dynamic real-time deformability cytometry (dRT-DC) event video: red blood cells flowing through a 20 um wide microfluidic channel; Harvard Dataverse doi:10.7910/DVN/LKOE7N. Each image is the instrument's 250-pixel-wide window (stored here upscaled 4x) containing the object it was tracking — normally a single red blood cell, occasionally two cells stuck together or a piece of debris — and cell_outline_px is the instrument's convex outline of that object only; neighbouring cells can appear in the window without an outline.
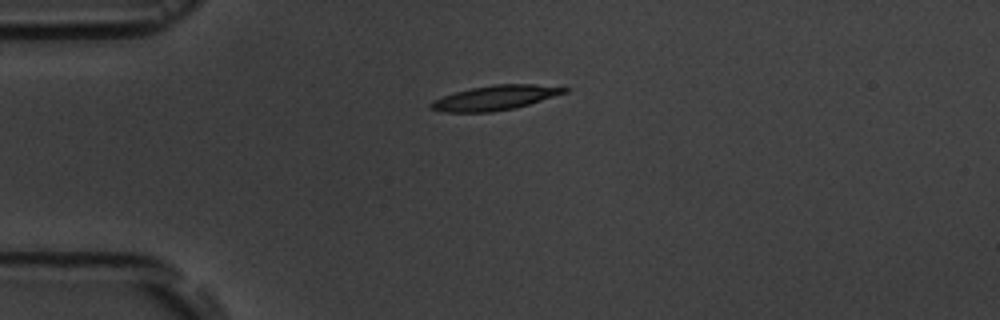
{"species": "common noctule bat (a hibernating species)", "species_latin": "Nyctalus noctula", "temperature_condition": "room temperature", "stored_images_in_passage": 6, "camera_frame_rate_fps": 3000, "um_per_image_px": 0.085, "animal": {"sex": "male", "body_mass_g": 19.5, "forearm_length_mm": 54.6}, "frame": {"image": 1, "passage_image": 6, "time_ms": 5.667, "image_size_px": [1000, 320], "cell_outline_px": [[572, 88], [568, 92], [516, 108], [492, 112], [444, 112], [428, 108], [428, 104], [432, 100], [456, 92], [472, 88], [492, 84], [536, 84]], "centroid_in_image_um": [42.1, 8.31], "position_along_channel_um": 42.9, "area_um2": 19.31}}